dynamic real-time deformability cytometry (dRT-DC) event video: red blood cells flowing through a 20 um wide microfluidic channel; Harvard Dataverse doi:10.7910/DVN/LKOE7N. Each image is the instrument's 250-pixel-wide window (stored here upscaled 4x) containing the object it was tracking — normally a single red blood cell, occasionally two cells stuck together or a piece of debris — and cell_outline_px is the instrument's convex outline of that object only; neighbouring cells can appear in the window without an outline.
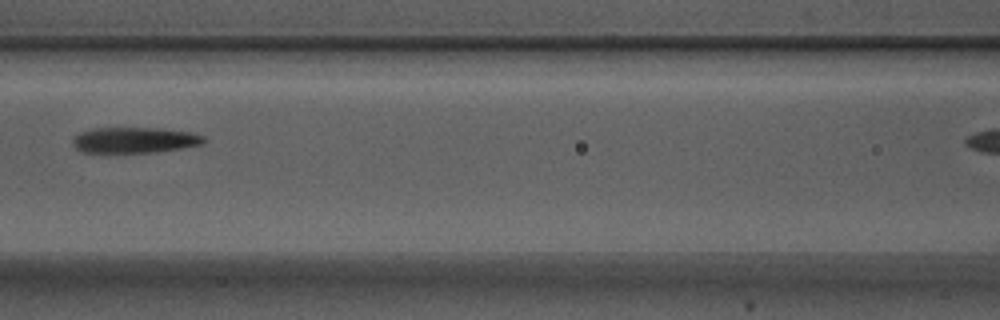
{"species": "Egyptian fruit bat (a non-hibernating species)", "species_latin": "Rousettus aegyptiacus", "temperature_condition": "warm", "stored_images_in_passage": 5, "camera_frame_rate_fps": 3000, "um_per_image_px": 0.085, "animal": {"sex": "male"}, "frame": {"image": 1, "passage_image": 5, "time_ms": 1.333, "image_size_px": [1000, 320], "cell_outline_px": [[208, 140], [204, 144], [156, 152], [84, 152], [76, 148], [72, 144], [72, 140], [80, 132], [92, 128], [160, 128], [192, 132], [204, 136]], "centroid_in_image_um": [11.48, 11.9], "position_along_channel_um": 155.1, "area_um2": 19.71}}